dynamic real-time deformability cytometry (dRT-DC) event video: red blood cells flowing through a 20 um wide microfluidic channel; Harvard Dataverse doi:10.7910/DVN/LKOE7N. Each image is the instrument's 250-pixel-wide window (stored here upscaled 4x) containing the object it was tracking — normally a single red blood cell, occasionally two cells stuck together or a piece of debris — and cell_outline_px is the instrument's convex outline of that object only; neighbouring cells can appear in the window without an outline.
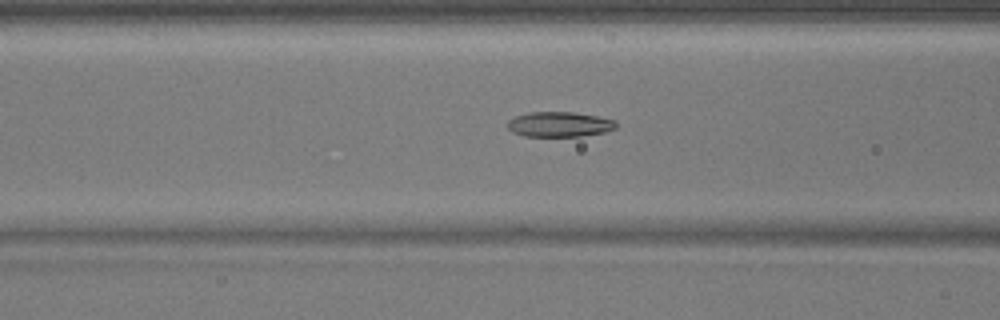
{"species": "common noctule bat (a hibernating species)", "species_latin": "Nyctalus noctula", "temperature_condition": "warm", "stored_images_in_passage": 35, "camera_frame_rate_fps": 3000, "um_per_image_px": 0.085, "animal": {"sex": "male", "body_mass_g": 17.9}, "frame": {"image": 1, "passage_image": 5, "time_ms": 1.333, "image_size_px": [1000, 320], "cell_outline_px": [[616, 128], [604, 132], [580, 136], [524, 136], [512, 132], [508, 128], [508, 120], [516, 116], [528, 112], [572, 112], [596, 116], [616, 120]], "centroid_in_image_um": [47.54, 10.56], "position_along_channel_um": 119.1, "area_um2": 15.78}}
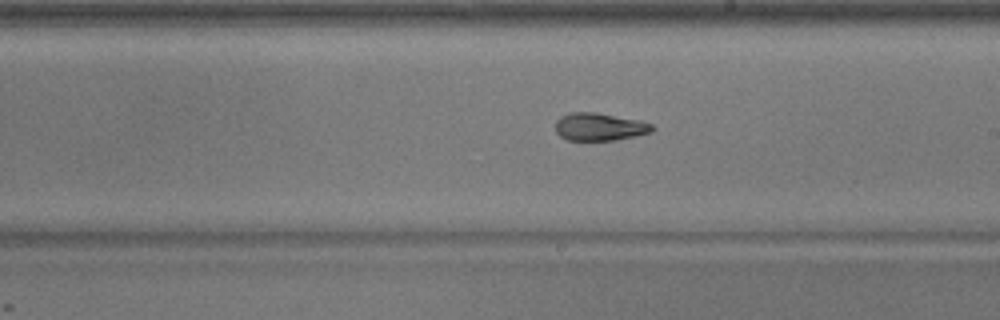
{"frame": {"image": 2, "passage_image": 14, "time_ms": 4.333, "image_size_px": [1000, 320], "cell_outline_px": [[656, 128], [652, 132], [636, 136], [616, 140], [568, 140], [560, 136], [556, 132], [556, 120], [560, 116], [572, 112], [596, 112], [640, 120], [652, 124]], "centroid_in_image_um": [50.98, 10.77], "position_along_channel_um": 238.0, "area_um2": 15.78}}
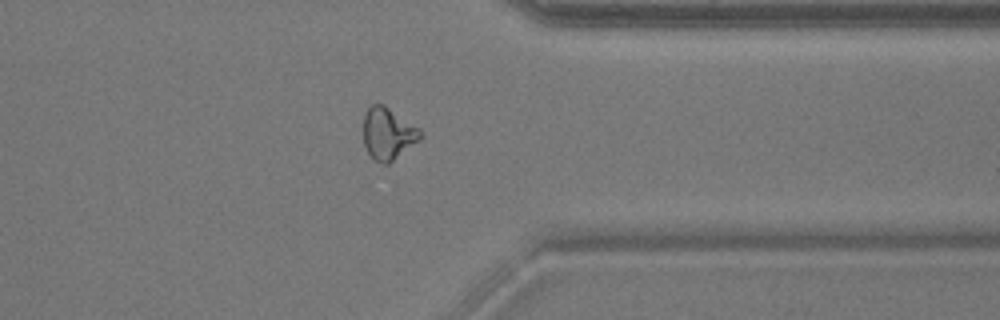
{"frame": {"image": 3, "passage_image": 25, "time_ms": 8.0, "image_size_px": [1000, 320], "cell_outline_px": [[424, 136], [420, 140], [388, 164], [384, 164], [376, 160], [368, 152], [364, 144], [364, 112], [372, 104], [384, 104], [420, 128], [424, 132]], "centroid_in_image_um": [33.02, 11.33], "position_along_channel_um": 378.4, "area_um2": 17.34}}